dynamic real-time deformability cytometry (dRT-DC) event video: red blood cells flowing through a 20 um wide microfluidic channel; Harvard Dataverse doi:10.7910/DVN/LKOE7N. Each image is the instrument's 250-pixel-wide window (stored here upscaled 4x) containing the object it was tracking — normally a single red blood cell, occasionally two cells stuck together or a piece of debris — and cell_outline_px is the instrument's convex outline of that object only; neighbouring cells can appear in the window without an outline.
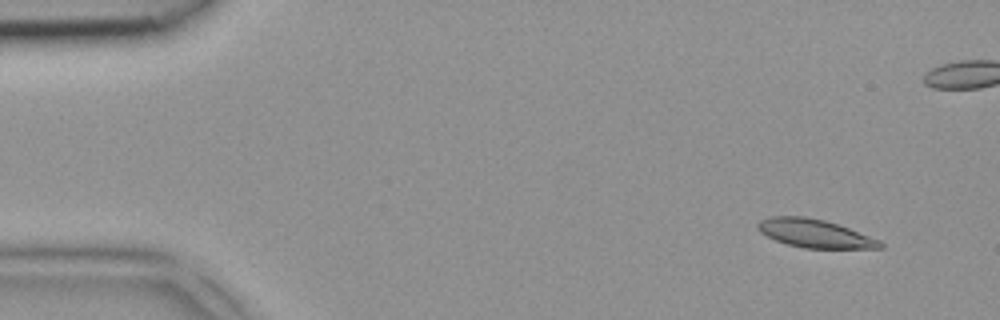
{"species": "common noctule bat (a hibernating species)", "species_latin": "Nyctalus noctula", "temperature_condition": "room temperature", "stored_images_in_passage": 7, "camera_frame_rate_fps": 3000, "um_per_image_px": 0.085, "animal": {"sex": "female", "body_mass_g": 18.4}, "frame": {"image": 1, "passage_image": 1, "time_ms": 0.0, "image_size_px": [1000, 320], "cell_outline_px": [[884, 248], [804, 248], [788, 244], [776, 240], [760, 232], [756, 228], [756, 224], [760, 220], [772, 216], [804, 216], [824, 220], [848, 228], [880, 240], [884, 244]], "centroid_in_image_um": [69.24, 19.84], "position_along_channel_um": 15.8, "area_um2": 20.0}}
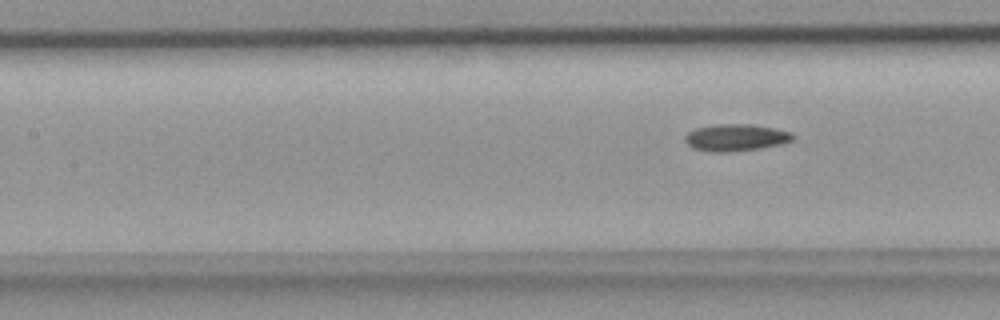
{"frame": {"image": 2, "passage_image": 7, "time_ms": 2.0, "image_size_px": [1000, 320], "cell_outline_px": [[792, 140], [780, 144], [760, 148], [728, 152], [712, 152], [692, 148], [684, 140], [684, 136], [688, 132], [696, 128], [720, 124], [752, 124], [792, 132]], "centroid_in_image_um": [62.5, 11.69], "position_along_channel_um": 144.9, "area_um2": 16.76}}